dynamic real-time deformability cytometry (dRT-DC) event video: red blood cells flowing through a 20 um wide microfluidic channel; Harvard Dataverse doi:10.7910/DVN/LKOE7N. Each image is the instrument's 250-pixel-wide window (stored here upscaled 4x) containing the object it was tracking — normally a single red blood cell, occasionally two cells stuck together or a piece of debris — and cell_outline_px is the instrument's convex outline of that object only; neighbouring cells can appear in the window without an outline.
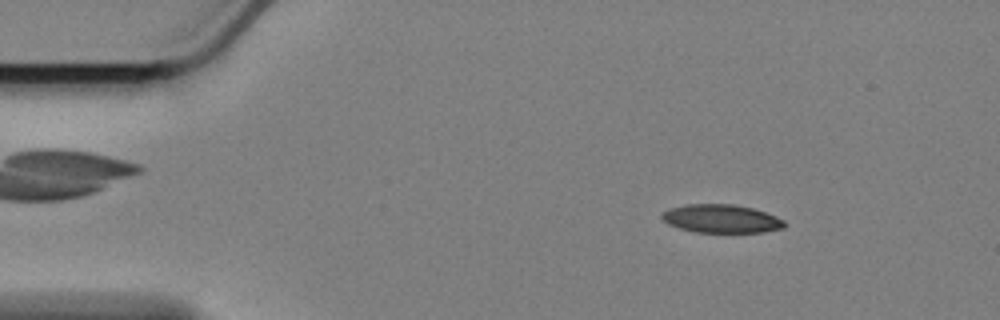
{"species": "Egyptian fruit bat (a non-hibernating species)", "species_latin": "Rousettus aegyptiacus", "temperature_condition": "cold", "stored_images_in_passage": 57, "camera_frame_rate_fps": 3000, "um_per_image_px": 0.085, "animal": {"sex": "female"}, "frame": {"image": 1, "passage_image": 7, "time_ms": 2.0, "image_size_px": [1000, 320], "cell_outline_px": [[784, 228], [764, 232], [696, 232], [680, 228], [668, 224], [660, 216], [668, 208], [688, 204], [732, 204], [752, 208], [776, 216], [784, 220]], "centroid_in_image_um": [61.3, 18.59], "position_along_channel_um": 23.7, "area_um2": 20.11}}
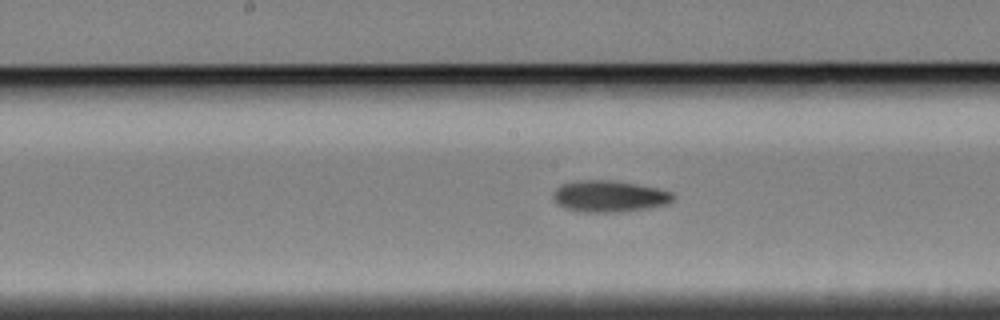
{"frame": {"image": 2, "passage_image": 28, "time_ms": 9.0, "image_size_px": [1000, 320], "cell_outline_px": [[676, 196], [668, 204], [648, 208], [620, 212], [584, 212], [564, 208], [556, 204], [552, 196], [552, 192], [560, 184], [576, 180], [612, 180], [660, 188], [672, 192]], "centroid_in_image_um": [51.77, 16.68], "position_along_channel_um": 196.4, "area_um2": 22.37}}
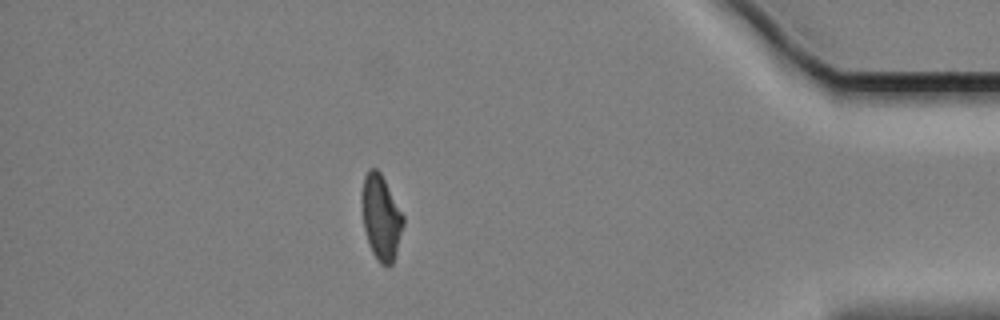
{"frame": {"image": 3, "passage_image": 50, "time_ms": 16.333, "image_size_px": [1000, 320], "cell_outline_px": [[404, 224], [396, 252], [392, 264], [388, 268], [380, 264], [376, 260], [368, 244], [364, 228], [360, 200], [364, 176], [368, 168], [376, 168], [380, 172], [404, 216]], "centroid_in_image_um": [32.36, 18.49], "position_along_channel_um": 402.8, "area_um2": 20.75}, "authors_computed_cell_mechanics": {"area_um2": 21.1548, "velocity_mm_per_s": 3.399, "shape_relaxation_time_tau1_ms": 6.2302, "shape_relaxation_time_tau2_ms": 7.4674, "deformation_change_tau1": 0.1431, "deformation_change_tau2": 0.1362}}